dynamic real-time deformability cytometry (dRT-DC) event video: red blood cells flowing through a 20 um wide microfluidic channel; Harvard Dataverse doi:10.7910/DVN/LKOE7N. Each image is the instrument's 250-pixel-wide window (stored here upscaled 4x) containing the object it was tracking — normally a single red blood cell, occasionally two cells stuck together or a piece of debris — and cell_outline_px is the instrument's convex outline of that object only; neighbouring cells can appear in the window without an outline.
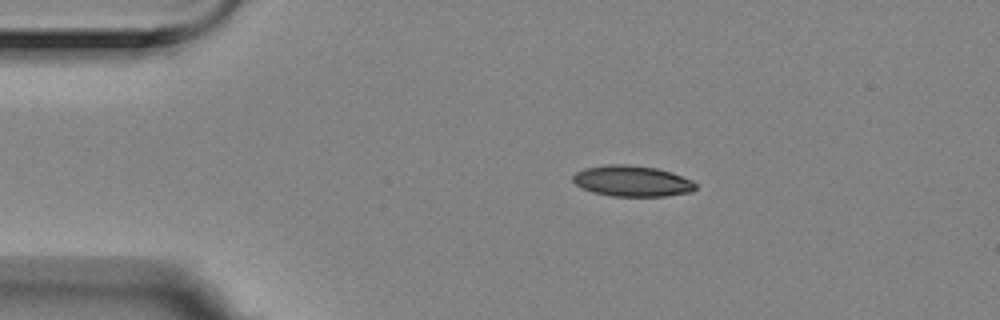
{"species": "Egyptian fruit bat (a non-hibernating species)", "species_latin": "Rousettus aegyptiacus", "temperature_condition": "room temperature", "stored_images_in_passage": 4, "camera_frame_rate_fps": 3000, "um_per_image_px": 0.085, "animal": {"sex": "female"}, "frame": {"image": 1, "passage_image": 2, "time_ms": 0.333, "image_size_px": [1000, 320], "cell_outline_px": [[696, 188], [692, 192], [664, 196], [612, 196], [592, 192], [576, 184], [572, 180], [572, 176], [576, 172], [584, 168], [604, 164], [628, 164], [656, 168], [672, 172], [692, 180], [696, 184]], "centroid_in_image_um": [53.73, 15.38], "position_along_channel_um": 31.3, "area_um2": 22.2}}
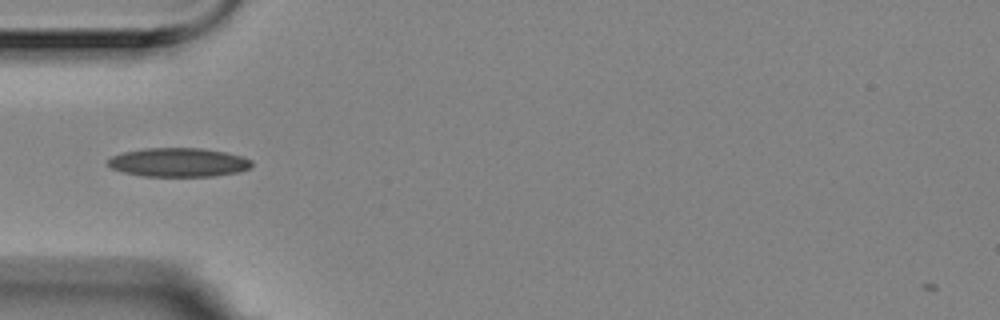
{"frame": {"image": 2, "passage_image": 4, "time_ms": 1.0, "image_size_px": [1000, 320], "cell_outline_px": [[252, 168], [236, 172], [212, 176], [144, 176], [124, 172], [112, 168], [108, 164], [108, 160], [112, 156], [124, 152], [144, 148], [200, 148], [224, 152], [240, 156], [252, 160]], "centroid_in_image_um": [15.18, 13.8], "position_along_channel_um": 69.8, "area_um2": 23.99}}